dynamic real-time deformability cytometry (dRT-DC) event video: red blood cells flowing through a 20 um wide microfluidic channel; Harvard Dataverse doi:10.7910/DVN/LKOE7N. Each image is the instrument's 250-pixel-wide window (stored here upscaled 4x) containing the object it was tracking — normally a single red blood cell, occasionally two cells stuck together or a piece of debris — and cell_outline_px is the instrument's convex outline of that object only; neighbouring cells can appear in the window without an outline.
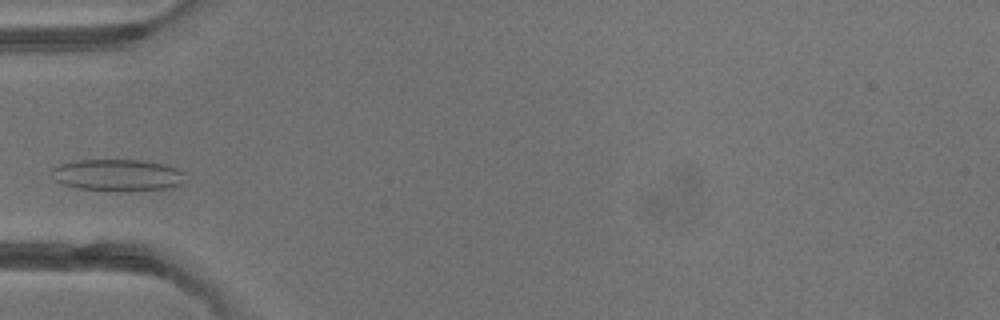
{"species": "common noctule bat (a hibernating species)", "species_latin": "Nyctalus noctula", "temperature_condition": "warm", "stored_images_in_passage": 1, "camera_frame_rate_fps": 3000, "um_per_image_px": 0.085, "animal": {"sex": "male", "body_mass_g": 13.3}, "frame": {"image": 1, "passage_image": 1, "time_ms": 0.0, "image_size_px": [1000, 320], "cell_outline_px": [[184, 184], [172, 188], [76, 188], [60, 184], [56, 180], [52, 168], [60, 164], [76, 160], [144, 160], [168, 164], [184, 172]], "centroid_in_image_um": [10.04, 14.83], "position_along_channel_um": 75.0, "area_um2": 23.87}}